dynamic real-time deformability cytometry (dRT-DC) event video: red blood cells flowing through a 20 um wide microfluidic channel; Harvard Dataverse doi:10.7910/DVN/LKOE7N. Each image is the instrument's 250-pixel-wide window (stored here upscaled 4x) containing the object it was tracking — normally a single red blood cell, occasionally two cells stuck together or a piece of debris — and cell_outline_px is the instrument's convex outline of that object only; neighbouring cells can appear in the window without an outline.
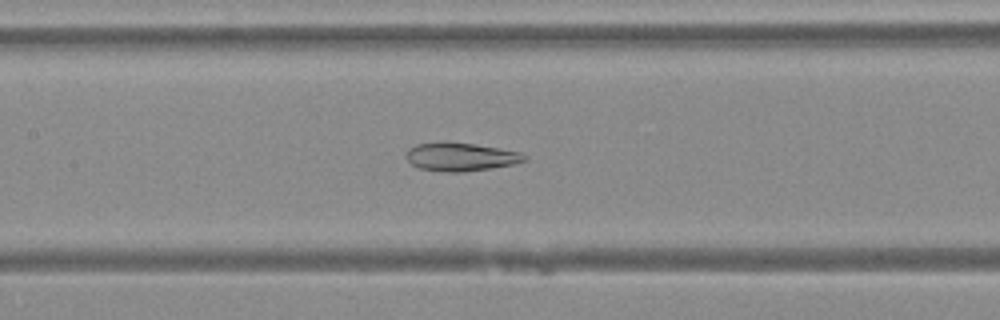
{"species": "Egyptian fruit bat (a non-hibernating species)", "species_latin": "Rousettus aegyptiacus", "temperature_condition": "warm", "stored_images_in_passage": 47, "camera_frame_rate_fps": 3000, "um_per_image_px": 0.085, "animal": {"sex": "female"}, "frame": {"image": 1, "passage_image": 22, "time_ms": 7.0, "image_size_px": [1000, 320], "cell_outline_px": [[528, 160], [512, 164], [492, 168], [464, 172], [444, 172], [416, 168], [404, 156], [404, 152], [408, 148], [416, 144], [476, 144], [520, 152], [528, 156]], "centroid_in_image_um": [39.16, 13.37], "position_along_channel_um": 168.2, "area_um2": 19.25}}
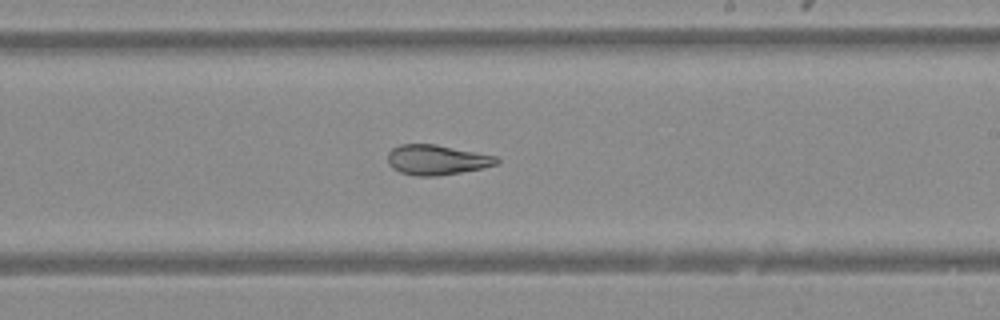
{"frame": {"image": 2, "passage_image": 28, "time_ms": 9.0, "image_size_px": [1000, 320], "cell_outline_px": [[500, 164], [484, 168], [436, 176], [416, 176], [400, 172], [392, 168], [388, 164], [388, 152], [392, 148], [400, 144], [436, 144], [500, 156]], "centroid_in_image_um": [37.18, 13.58], "position_along_channel_um": 251.8, "area_um2": 19.42}}
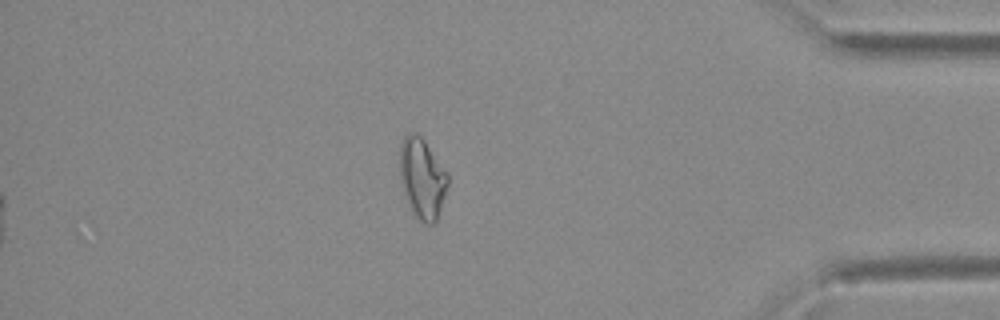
{"frame": {"image": 3, "passage_image": 41, "time_ms": 13.333, "image_size_px": [1000, 320], "cell_outline_px": [[448, 184], [436, 220], [432, 224], [424, 224], [416, 216], [404, 196], [400, 176], [400, 144], [404, 136], [408, 132], [416, 132], [424, 140], [448, 172]], "centroid_in_image_um": [35.88, 15.12], "position_along_channel_um": 399.3, "area_um2": 22.37}}